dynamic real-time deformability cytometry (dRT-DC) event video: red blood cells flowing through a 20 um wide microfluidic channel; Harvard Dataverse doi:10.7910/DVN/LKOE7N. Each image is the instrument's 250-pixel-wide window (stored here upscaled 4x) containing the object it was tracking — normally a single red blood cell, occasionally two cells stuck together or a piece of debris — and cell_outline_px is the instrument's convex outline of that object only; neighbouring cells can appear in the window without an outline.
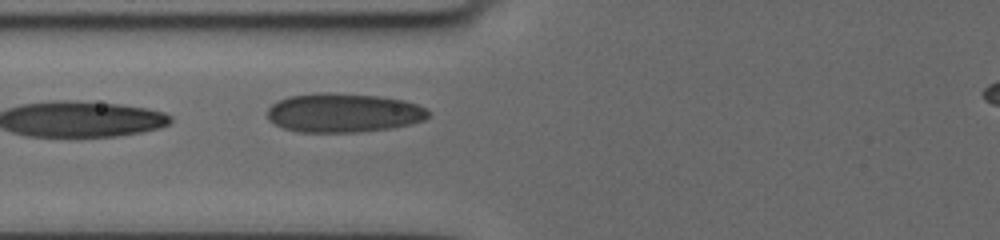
{"species": "human", "species_latin": "Homo sapiens", "temperature_condition": "cold", "stored_images_in_passage": 3, "camera_frame_rate_fps": 3000, "um_per_image_px": 0.085, "donor": {"sex": "female"}, "frame": {"image": 1, "passage_image": 3, "time_ms": 2.0, "image_size_px": [1000, 240], "cell_outline_px": [[428, 116], [424, 120], [408, 124], [388, 128], [356, 132], [296, 132], [284, 128], [268, 120], [268, 108], [272, 104], [288, 96], [320, 92], [328, 92], [380, 96], [404, 100], [416, 104], [424, 108], [428, 112]], "centroid_in_image_um": [29.15, 9.58], "position_along_channel_um": 96.6, "area_um2": 36.47}}